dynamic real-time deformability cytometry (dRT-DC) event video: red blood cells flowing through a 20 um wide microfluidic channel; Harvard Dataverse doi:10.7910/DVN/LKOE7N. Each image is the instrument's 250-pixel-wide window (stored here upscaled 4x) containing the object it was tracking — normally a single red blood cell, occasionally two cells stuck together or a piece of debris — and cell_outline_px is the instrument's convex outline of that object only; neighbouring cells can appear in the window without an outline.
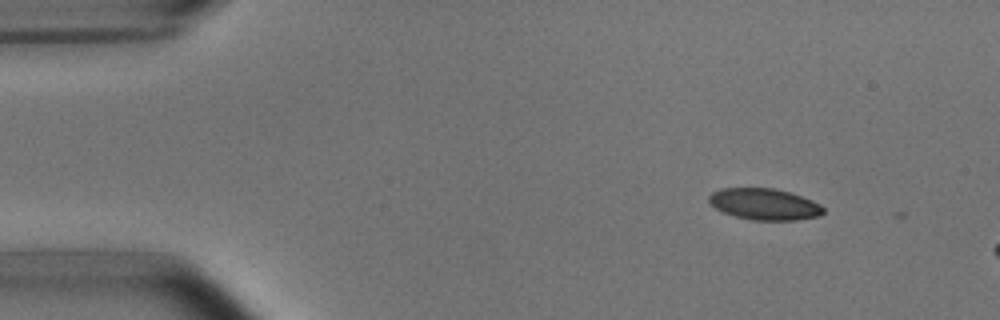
{"species": "common noctule bat (a hibernating species)", "species_latin": "Nyctalus noctula", "temperature_condition": "room temperature", "stored_images_in_passage": 3, "camera_frame_rate_fps": 3000, "um_per_image_px": 0.085, "animal": {"sex": "male", "body_mass_g": 15.6}, "frame": {"image": 1, "passage_image": 1, "time_ms": 0.0, "image_size_px": [1000, 320], "cell_outline_px": [[824, 212], [820, 216], [796, 220], [752, 220], [736, 216], [724, 212], [716, 208], [708, 200], [708, 196], [712, 192], [720, 188], [776, 188], [812, 200], [820, 204], [824, 208]], "centroid_in_image_um": [64.98, 17.35], "position_along_channel_um": 20.0, "area_um2": 20.87}}